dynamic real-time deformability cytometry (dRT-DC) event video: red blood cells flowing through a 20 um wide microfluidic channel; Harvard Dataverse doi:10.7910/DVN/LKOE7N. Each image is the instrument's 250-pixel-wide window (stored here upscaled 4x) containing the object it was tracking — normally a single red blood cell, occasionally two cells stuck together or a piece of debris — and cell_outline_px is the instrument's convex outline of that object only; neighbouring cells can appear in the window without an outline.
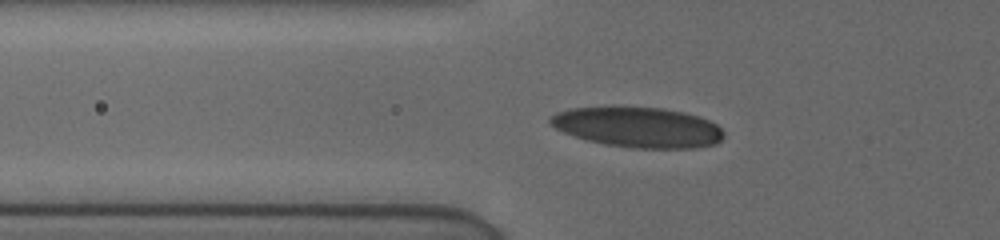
{"species": "human", "species_latin": "Homo sapiens", "temperature_condition": "cold", "stored_images_in_passage": 17, "camera_frame_rate_fps": 3000, "um_per_image_px": 0.085, "donor": {"sex": "female"}, "frame": {"image": 1, "passage_image": 2, "time_ms": 0.333, "image_size_px": [1000, 240], "cell_outline_px": [[724, 136], [716, 144], [696, 148], [632, 148], [604, 144], [588, 140], [564, 132], [548, 124], [548, 116], [556, 112], [572, 108], [664, 108], [684, 112], [708, 120], [716, 124], [724, 132]], "centroid_in_image_um": [54.23, 10.83], "position_along_channel_um": 71.6, "area_um2": 40.4}}
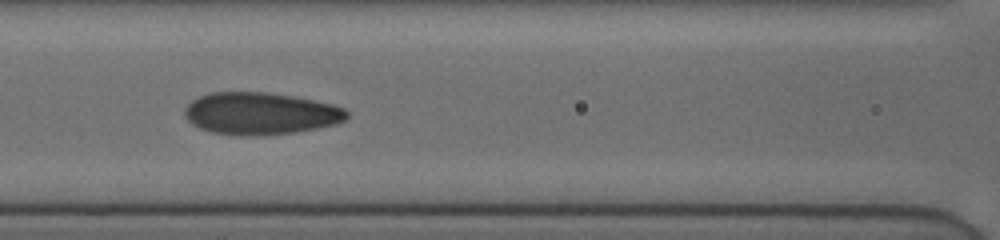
{"frame": {"image": 2, "passage_image": 11, "time_ms": 2.333, "image_size_px": [1000, 240], "cell_outline_px": [[348, 116], [344, 120], [336, 124], [296, 132], [264, 136], [236, 136], [212, 132], [200, 128], [192, 124], [184, 116], [184, 108], [192, 100], [200, 96], [212, 92], [268, 92], [292, 96], [332, 104], [344, 108], [348, 112]], "centroid_in_image_um": [22.11, 9.66], "position_along_channel_um": 144.5, "area_um2": 40.06}}
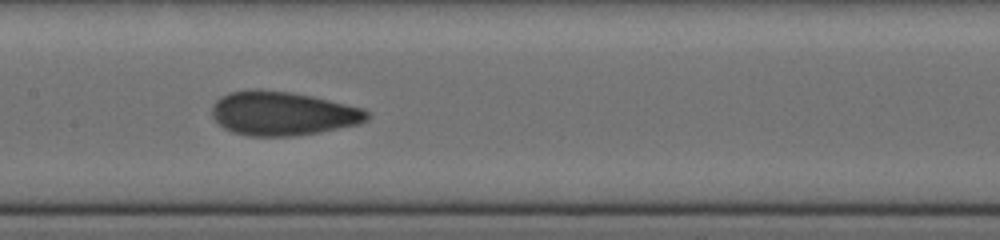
{"frame": {"image": 3, "passage_image": 16, "time_ms": 3.333, "image_size_px": [1000, 240], "cell_outline_px": [[372, 112], [368, 120], [360, 124], [316, 132], [292, 136], [248, 136], [232, 132], [216, 124], [212, 116], [212, 104], [220, 96], [228, 92], [256, 88], [260, 88], [292, 92], [312, 96], [364, 108]], "centroid_in_image_um": [24.0, 9.63], "position_along_channel_um": 183.4, "area_um2": 40.29}}